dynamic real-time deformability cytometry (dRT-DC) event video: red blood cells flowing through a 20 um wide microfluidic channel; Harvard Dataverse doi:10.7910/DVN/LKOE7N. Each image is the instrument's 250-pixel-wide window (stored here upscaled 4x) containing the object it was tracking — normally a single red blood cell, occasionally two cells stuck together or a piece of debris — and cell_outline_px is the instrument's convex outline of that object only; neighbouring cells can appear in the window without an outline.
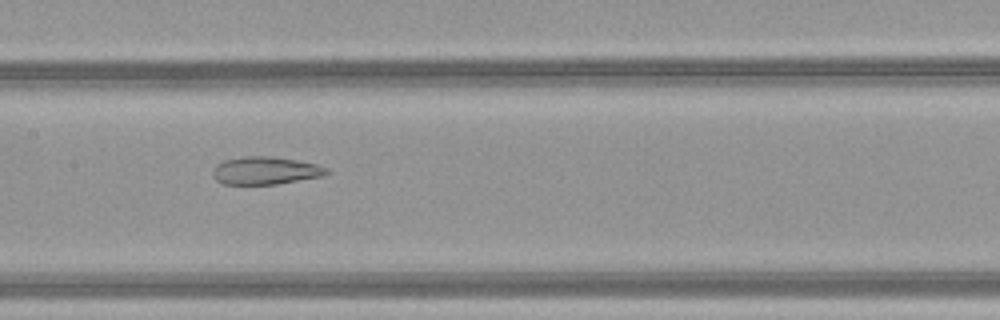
{"species": "common noctule bat (a hibernating species)", "species_latin": "Nyctalus noctula", "temperature_condition": "warm", "stored_images_in_passage": 43, "camera_frame_rate_fps": 3000, "um_per_image_px": 0.085, "animal": {"sex": "female", "body_mass_g": 21.9}, "frame": {"image": 1, "passage_image": 19, "time_ms": 6.0, "image_size_px": [1000, 320], "cell_outline_px": [[332, 172], [320, 176], [276, 184], [220, 184], [212, 176], [212, 172], [216, 164], [224, 160], [244, 156], [272, 156], [296, 160], [316, 164], [328, 168]], "centroid_in_image_um": [22.52, 14.49], "position_along_channel_um": 184.9, "area_um2": 18.44}}
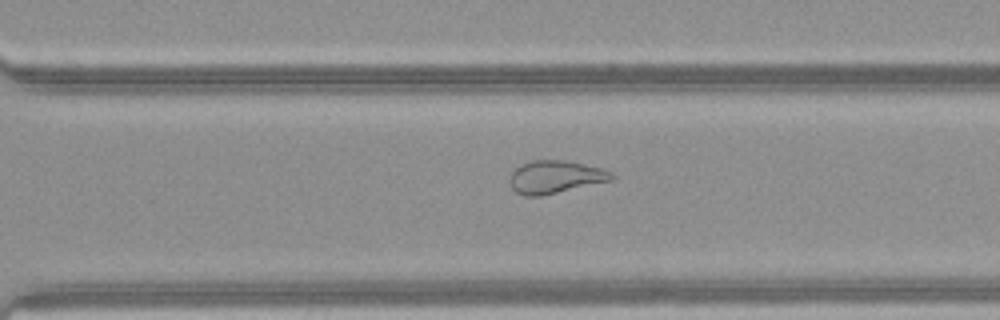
{"frame": {"image": 2, "passage_image": 29, "time_ms": 9.333, "image_size_px": [1000, 320], "cell_outline_px": [[616, 176], [612, 180], [540, 196], [524, 196], [516, 192], [508, 184], [508, 176], [520, 164], [532, 160], [568, 160], [600, 168], [612, 172]], "centroid_in_image_um": [47.15, 15.03], "position_along_channel_um": 323.4, "area_um2": 19.59}}
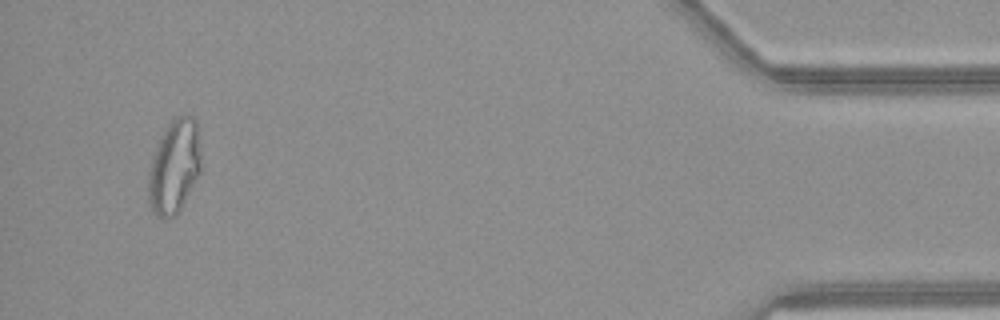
{"frame": {"image": 3, "passage_image": 41, "time_ms": 13.333, "image_size_px": [1000, 320], "cell_outline_px": [[200, 172], [180, 208], [172, 216], [164, 220], [156, 216], [152, 212], [148, 200], [148, 176], [152, 156], [160, 136], [168, 124], [176, 116], [192, 116], [196, 120], [200, 152]], "centroid_in_image_um": [14.78, 14.17], "position_along_channel_um": 420.4, "area_um2": 28.61}, "authors_computed_cell_mechanics": {"area_um2": 24.5072, "velocity_mm_per_s": 4.1812, "shape_relaxation_time_tau1_ms": null, "shape_relaxation_time_tau2_ms": 1.4622, "deformation_change_tau1": null, "deformation_change_tau2": 0.1023}}